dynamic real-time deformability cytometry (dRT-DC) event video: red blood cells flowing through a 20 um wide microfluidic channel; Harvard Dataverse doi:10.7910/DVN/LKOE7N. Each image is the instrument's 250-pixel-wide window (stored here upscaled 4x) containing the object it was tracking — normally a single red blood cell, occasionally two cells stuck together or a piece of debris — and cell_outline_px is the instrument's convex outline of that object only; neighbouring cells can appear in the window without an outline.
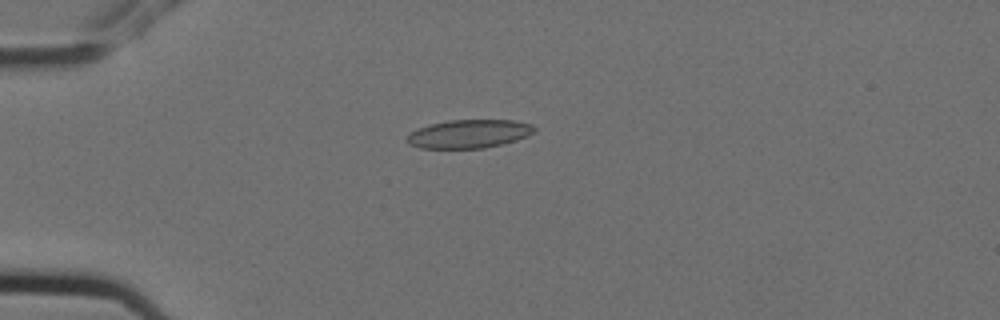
{"species": "Egyptian fruit bat (a non-hibernating species)", "species_latin": "Rousettus aegyptiacus", "temperature_condition": "cold", "stored_images_in_passage": 3, "camera_frame_rate_fps": 3000, "um_per_image_px": 0.085, "animal": {"sex": "female"}, "frame": {"image": 1, "passage_image": 1, "time_ms": 0.0, "image_size_px": [1000, 320], "cell_outline_px": [[536, 132], [528, 136], [516, 140], [484, 148], [420, 148], [408, 144], [408, 136], [412, 132], [420, 128], [432, 124], [448, 120], [516, 120], [532, 124], [536, 128]], "centroid_in_image_um": [39.93, 11.37], "position_along_channel_um": 45.1, "area_um2": 20.98}}
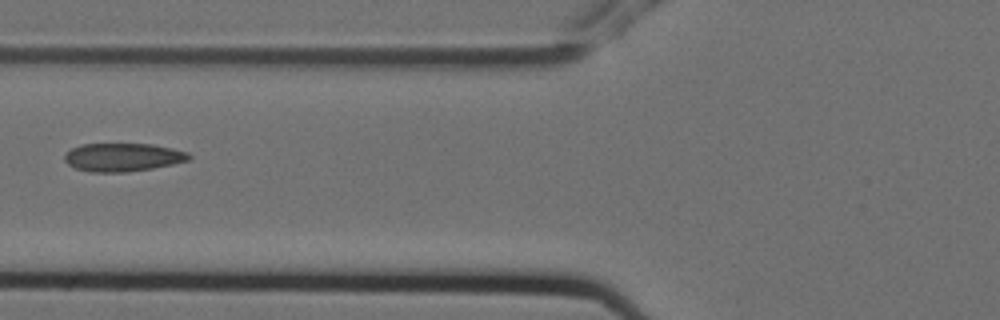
{"frame": {"image": 2, "passage_image": 3, "time_ms": 0.667, "image_size_px": [1000, 320], "cell_outline_px": [[192, 156], [188, 160], [172, 164], [152, 168], [128, 172], [88, 172], [76, 168], [68, 164], [64, 160], [64, 156], [72, 148], [84, 144], [152, 144], [172, 148], [188, 152]], "centroid_in_image_um": [10.45, 13.37], "position_along_channel_um": 115.4, "area_um2": 20.4}}